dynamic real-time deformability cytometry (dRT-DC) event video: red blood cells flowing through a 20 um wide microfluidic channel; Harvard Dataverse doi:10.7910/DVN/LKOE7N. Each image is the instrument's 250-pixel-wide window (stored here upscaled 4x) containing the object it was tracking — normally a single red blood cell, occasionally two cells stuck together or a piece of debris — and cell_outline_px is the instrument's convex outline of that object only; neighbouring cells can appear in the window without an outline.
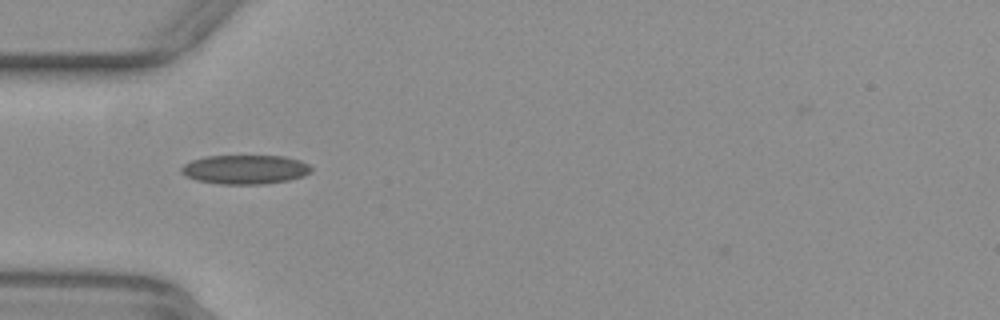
{"species": "common noctule bat (a hibernating species)", "species_latin": "Nyctalus noctula", "temperature_condition": "warm", "stored_images_in_passage": 44, "camera_frame_rate_fps": 3000, "um_per_image_px": 0.085, "animal": {"sex": "female", "body_mass_g": 29.2, "forearm_length_mm": 56.3}, "frame": {"image": 1, "passage_image": 8, "time_ms": 2.333, "image_size_px": [1000, 320], "cell_outline_px": [[312, 172], [304, 176], [288, 180], [260, 184], [220, 184], [196, 180], [180, 172], [180, 168], [184, 164], [192, 160], [204, 156], [284, 156], [300, 160], [308, 164], [312, 168]], "centroid_in_image_um": [20.84, 14.4], "position_along_channel_um": 64.2, "area_um2": 22.08}}
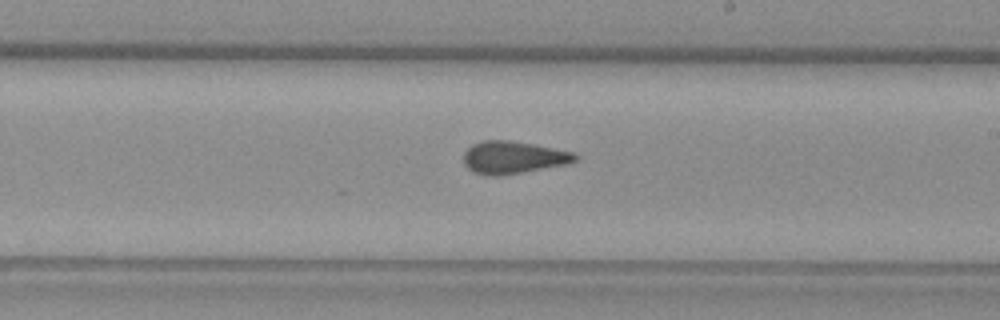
{"frame": {"image": 2, "passage_image": 22, "time_ms": 7.0, "image_size_px": [1000, 320], "cell_outline_px": [[580, 156], [576, 160], [568, 164], [496, 176], [488, 176], [472, 172], [464, 164], [464, 152], [472, 144], [480, 140], [508, 140], [532, 144], [572, 152]], "centroid_in_image_um": [43.59, 13.38], "position_along_channel_um": 245.4, "area_um2": 20.98}}
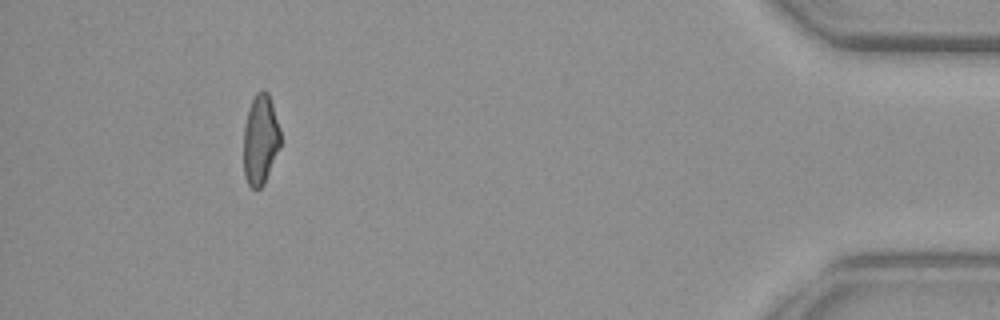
{"frame": {"image": 3, "passage_image": 40, "time_ms": 13.0, "image_size_px": [1000, 320], "cell_outline_px": [[280, 148], [264, 184], [260, 188], [252, 188], [248, 184], [244, 176], [244, 124], [248, 108], [256, 92], [260, 88], [264, 88], [268, 92], [280, 128]], "centroid_in_image_um": [22.13, 11.84], "position_along_channel_um": 413.1, "area_um2": 19.59}, "authors_computed_cell_mechanics": {"area_um2": 20.9236, "velocity_mm_per_s": 3.8941, "shape_relaxation_time_tau1_ms": null, "shape_relaxation_time_tau2_ms": 1.8041, "deformation_change_tau1": null, "deformation_change_tau2": 0.097}}